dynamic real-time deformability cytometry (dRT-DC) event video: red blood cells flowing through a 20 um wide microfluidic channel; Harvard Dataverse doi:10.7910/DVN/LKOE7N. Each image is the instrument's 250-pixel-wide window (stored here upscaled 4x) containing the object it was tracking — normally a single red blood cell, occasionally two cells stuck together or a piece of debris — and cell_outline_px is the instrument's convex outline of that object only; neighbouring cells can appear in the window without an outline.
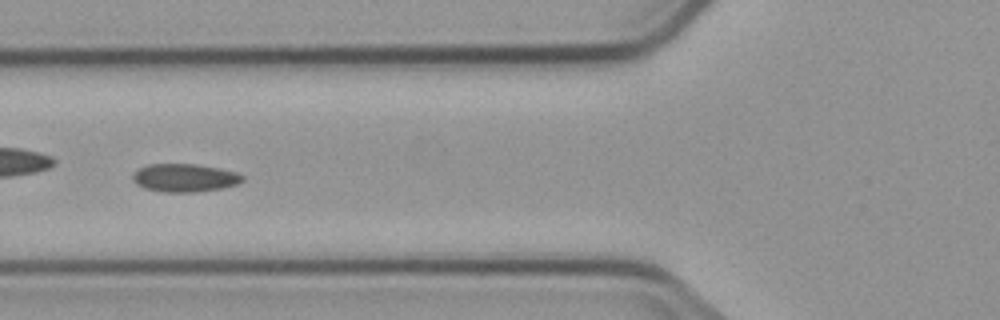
{"species": "common noctule bat (a hibernating species)", "species_latin": "Nyctalus noctula", "temperature_condition": "cold", "stored_images_in_passage": 7, "camera_frame_rate_fps": 3000, "um_per_image_px": 0.085, "animal": {"sex": "male", "body_mass_g": 23.1, "forearm_length_mm": 52.7}, "frame": {"image": 1, "passage_image": 6, "time_ms": 5.667, "image_size_px": [1000, 320], "cell_outline_px": [[244, 180], [236, 184], [220, 188], [196, 192], [164, 192], [144, 188], [136, 184], [132, 180], [132, 172], [148, 164], [196, 164], [220, 168], [236, 172], [244, 176]], "centroid_in_image_um": [15.66, 15.11], "position_along_channel_um": 110.1, "area_um2": 18.03}}
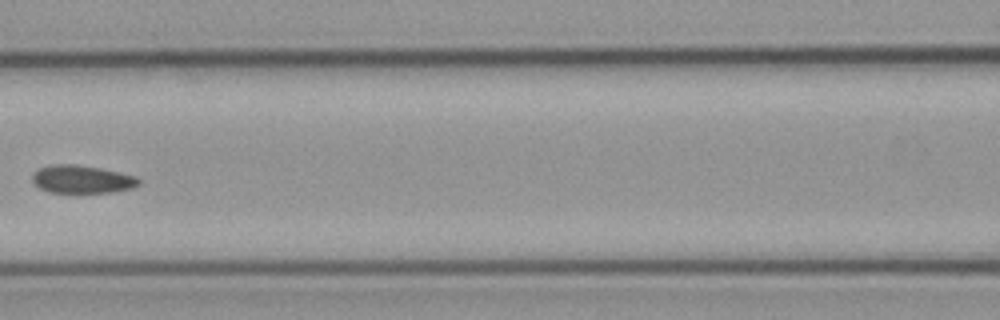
{"frame": {"image": 2, "passage_image": 7, "time_ms": 7.0, "image_size_px": [1000, 320], "cell_outline_px": [[140, 184], [132, 188], [112, 192], [48, 192], [32, 184], [32, 176], [40, 168], [52, 164], [76, 164], [100, 168], [136, 176], [140, 180]], "centroid_in_image_um": [6.96, 15.23], "position_along_channel_um": 159.6, "area_um2": 17.28}}